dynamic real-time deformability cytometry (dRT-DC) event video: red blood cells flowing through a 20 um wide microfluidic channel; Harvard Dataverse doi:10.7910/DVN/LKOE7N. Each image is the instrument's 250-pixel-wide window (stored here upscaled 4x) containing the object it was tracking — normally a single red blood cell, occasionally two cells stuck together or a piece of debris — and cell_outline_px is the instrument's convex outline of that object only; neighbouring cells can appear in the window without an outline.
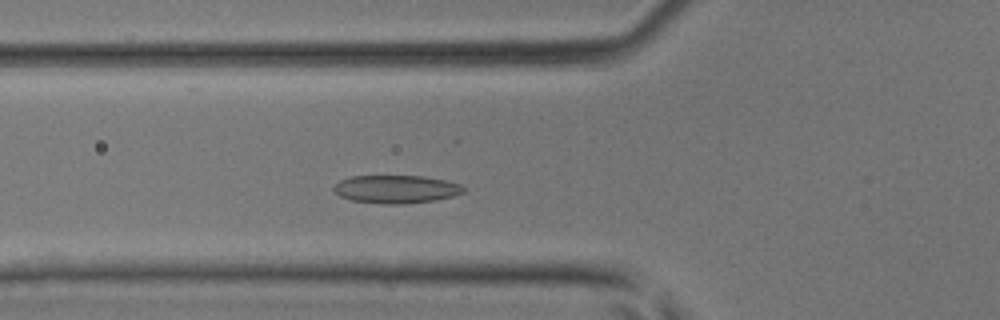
{"species": "common noctule bat (a hibernating species)", "species_latin": "Nyctalus noctula", "temperature_condition": "room temperature", "stored_images_in_passage": 26, "camera_frame_rate_fps": 3000, "um_per_image_px": 0.085, "animal": {"sex": "male", "body_mass_g": 17.9, "forearm_length_mm": 54.2}, "frame": {"image": 1, "passage_image": 2, "time_ms": 0.333, "image_size_px": [1000, 320], "cell_outline_px": [[464, 192], [452, 196], [436, 200], [400, 204], [380, 204], [352, 200], [340, 196], [332, 188], [340, 180], [352, 176], [424, 176], [444, 180], [460, 184], [464, 188]], "centroid_in_image_um": [33.66, 16.08], "position_along_channel_um": 92.1, "area_um2": 21.1}}
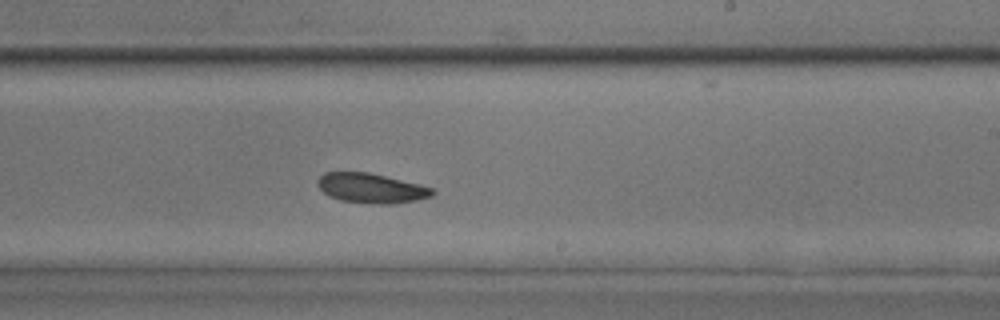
{"frame": {"image": 2, "passage_image": 13, "time_ms": 4.0, "image_size_px": [1000, 320], "cell_outline_px": [[436, 192], [432, 196], [416, 200], [396, 204], [376, 204], [340, 200], [328, 196], [316, 184], [316, 180], [324, 172], [368, 172], [420, 184], [432, 188]], "centroid_in_image_um": [31.55, 16.0], "position_along_channel_um": 257.5, "area_um2": 20.0}}
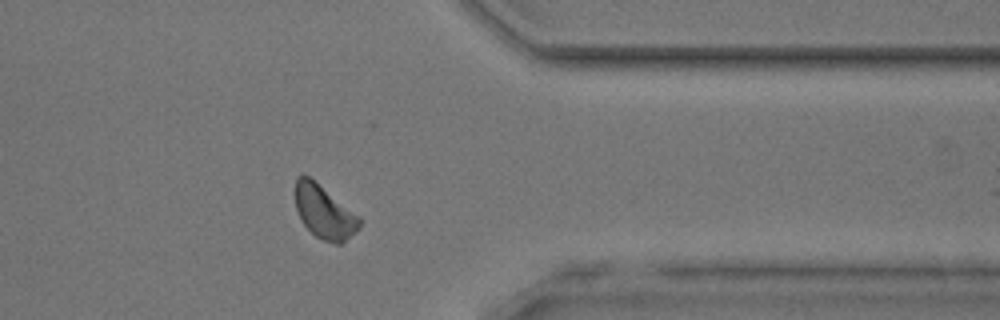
{"frame": {"image": 3, "passage_image": 22, "time_ms": 7.0, "image_size_px": [1000, 320], "cell_outline_px": [[360, 228], [340, 244], [336, 244], [324, 240], [316, 236], [300, 220], [296, 208], [296, 176], [308, 176], [360, 216]], "centroid_in_image_um": [27.57, 18.04], "position_along_channel_um": 383.8, "area_um2": 19.54}}